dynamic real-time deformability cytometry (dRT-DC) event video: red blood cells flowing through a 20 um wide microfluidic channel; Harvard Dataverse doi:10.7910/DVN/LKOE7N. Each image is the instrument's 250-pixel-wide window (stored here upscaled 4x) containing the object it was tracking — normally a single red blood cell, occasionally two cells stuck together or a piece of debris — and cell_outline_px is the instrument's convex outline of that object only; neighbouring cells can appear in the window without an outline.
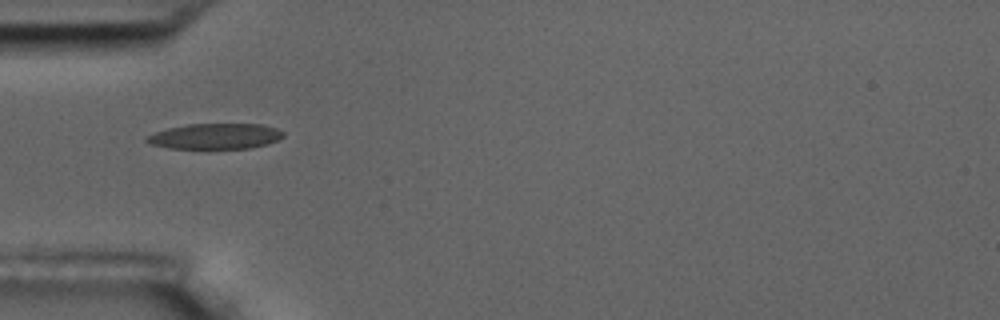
{"species": "common noctule bat (a hibernating species)", "species_latin": "Nyctalus noctula", "temperature_condition": "room temperature", "stored_images_in_passage": 6, "camera_frame_rate_fps": 3000, "um_per_image_px": 0.085, "animal": {"sex": "male", "body_mass_g": 17.5, "forearm_length_mm": 52.3}, "frame": {"image": 1, "passage_image": 1, "time_ms": 0.0, "image_size_px": [1000, 320], "cell_outline_px": [[284, 136], [280, 140], [268, 144], [248, 148], [168, 148], [148, 144], [144, 140], [144, 136], [168, 128], [188, 124], [264, 124], [276, 128], [284, 132]], "centroid_in_image_um": [18.3, 11.58], "position_along_channel_um": 66.7, "area_um2": 20.52}}
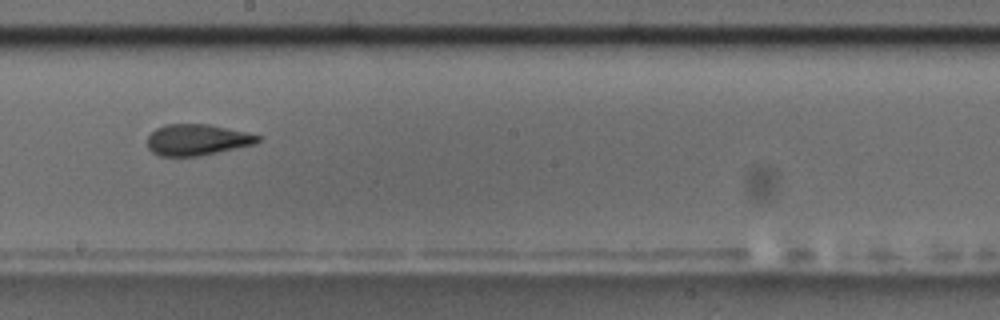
{"frame": {"image": 2, "passage_image": 5, "time_ms": 4.667, "image_size_px": [1000, 320], "cell_outline_px": [[260, 140], [256, 144], [200, 156], [160, 156], [152, 152], [148, 148], [148, 136], [156, 128], [164, 124], [208, 124], [244, 132], [260, 136]], "centroid_in_image_um": [16.73, 11.89], "position_along_channel_um": 231.5, "area_um2": 20.0}}
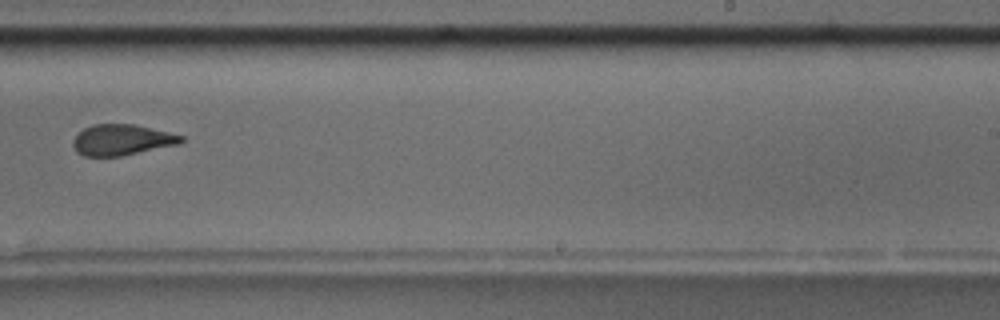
{"frame": {"image": 3, "passage_image": 6, "time_ms": 6.0, "image_size_px": [1000, 320], "cell_outline_px": [[184, 140], [180, 144], [120, 156], [84, 156], [76, 152], [72, 144], [72, 140], [84, 128], [92, 124], [132, 124], [168, 132], [184, 136]], "centroid_in_image_um": [10.34, 11.89], "position_along_channel_um": 278.7, "area_um2": 19.36}}